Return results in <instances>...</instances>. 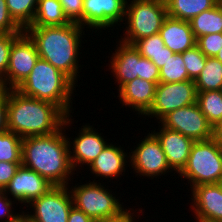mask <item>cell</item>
Returning a JSON list of instances; mask_svg holds the SVG:
<instances>
[{"label": "cell", "instance_id": "cell-24", "mask_svg": "<svg viewBox=\"0 0 222 222\" xmlns=\"http://www.w3.org/2000/svg\"><path fill=\"white\" fill-rule=\"evenodd\" d=\"M196 40L211 33H222V3L201 12L189 21Z\"/></svg>", "mask_w": 222, "mask_h": 222}, {"label": "cell", "instance_id": "cell-11", "mask_svg": "<svg viewBox=\"0 0 222 222\" xmlns=\"http://www.w3.org/2000/svg\"><path fill=\"white\" fill-rule=\"evenodd\" d=\"M140 141L136 145L137 147L135 146V150H131L129 154L133 171L135 170L139 176L142 175L151 179L172 172L161 143L152 132H149Z\"/></svg>", "mask_w": 222, "mask_h": 222}, {"label": "cell", "instance_id": "cell-23", "mask_svg": "<svg viewBox=\"0 0 222 222\" xmlns=\"http://www.w3.org/2000/svg\"><path fill=\"white\" fill-rule=\"evenodd\" d=\"M133 45L141 56L151 60L159 69L174 54L165 46L159 33L137 40Z\"/></svg>", "mask_w": 222, "mask_h": 222}, {"label": "cell", "instance_id": "cell-26", "mask_svg": "<svg viewBox=\"0 0 222 222\" xmlns=\"http://www.w3.org/2000/svg\"><path fill=\"white\" fill-rule=\"evenodd\" d=\"M196 91L220 90L222 86V62L216 57H207L204 69L194 80Z\"/></svg>", "mask_w": 222, "mask_h": 222}, {"label": "cell", "instance_id": "cell-42", "mask_svg": "<svg viewBox=\"0 0 222 222\" xmlns=\"http://www.w3.org/2000/svg\"><path fill=\"white\" fill-rule=\"evenodd\" d=\"M212 138L222 143V118L212 127Z\"/></svg>", "mask_w": 222, "mask_h": 222}, {"label": "cell", "instance_id": "cell-6", "mask_svg": "<svg viewBox=\"0 0 222 222\" xmlns=\"http://www.w3.org/2000/svg\"><path fill=\"white\" fill-rule=\"evenodd\" d=\"M129 1V3H128ZM125 33L120 41L133 45L137 40L159 33L167 15L165 0H128Z\"/></svg>", "mask_w": 222, "mask_h": 222}, {"label": "cell", "instance_id": "cell-17", "mask_svg": "<svg viewBox=\"0 0 222 222\" xmlns=\"http://www.w3.org/2000/svg\"><path fill=\"white\" fill-rule=\"evenodd\" d=\"M159 132L151 131L160 141L165 153L166 160L172 171L180 173L185 167L191 147L195 142L193 139L159 125Z\"/></svg>", "mask_w": 222, "mask_h": 222}, {"label": "cell", "instance_id": "cell-40", "mask_svg": "<svg viewBox=\"0 0 222 222\" xmlns=\"http://www.w3.org/2000/svg\"><path fill=\"white\" fill-rule=\"evenodd\" d=\"M134 220H135L134 212L132 213V208H131V210L125 209L118 216L98 220L95 222H135Z\"/></svg>", "mask_w": 222, "mask_h": 222}, {"label": "cell", "instance_id": "cell-20", "mask_svg": "<svg viewBox=\"0 0 222 222\" xmlns=\"http://www.w3.org/2000/svg\"><path fill=\"white\" fill-rule=\"evenodd\" d=\"M108 143L102 152L98 155V157L93 160L90 165L88 166L91 173L96 177H104V178H115L123 175L125 173L126 163H130V152L126 153L120 146ZM127 157V158H126ZM128 160V161H127Z\"/></svg>", "mask_w": 222, "mask_h": 222}, {"label": "cell", "instance_id": "cell-21", "mask_svg": "<svg viewBox=\"0 0 222 222\" xmlns=\"http://www.w3.org/2000/svg\"><path fill=\"white\" fill-rule=\"evenodd\" d=\"M159 34L165 44L174 53H183L196 46V38L190 22L167 16Z\"/></svg>", "mask_w": 222, "mask_h": 222}, {"label": "cell", "instance_id": "cell-12", "mask_svg": "<svg viewBox=\"0 0 222 222\" xmlns=\"http://www.w3.org/2000/svg\"><path fill=\"white\" fill-rule=\"evenodd\" d=\"M158 123L167 129L180 132L194 141L212 139V126L197 103L169 112Z\"/></svg>", "mask_w": 222, "mask_h": 222}, {"label": "cell", "instance_id": "cell-27", "mask_svg": "<svg viewBox=\"0 0 222 222\" xmlns=\"http://www.w3.org/2000/svg\"><path fill=\"white\" fill-rule=\"evenodd\" d=\"M196 103L212 127L222 118V93L220 90L197 92Z\"/></svg>", "mask_w": 222, "mask_h": 222}, {"label": "cell", "instance_id": "cell-44", "mask_svg": "<svg viewBox=\"0 0 222 222\" xmlns=\"http://www.w3.org/2000/svg\"><path fill=\"white\" fill-rule=\"evenodd\" d=\"M4 87L2 85L1 79H0V94H2L4 92Z\"/></svg>", "mask_w": 222, "mask_h": 222}, {"label": "cell", "instance_id": "cell-38", "mask_svg": "<svg viewBox=\"0 0 222 222\" xmlns=\"http://www.w3.org/2000/svg\"><path fill=\"white\" fill-rule=\"evenodd\" d=\"M21 164L22 162H0V190L11 181Z\"/></svg>", "mask_w": 222, "mask_h": 222}, {"label": "cell", "instance_id": "cell-16", "mask_svg": "<svg viewBox=\"0 0 222 222\" xmlns=\"http://www.w3.org/2000/svg\"><path fill=\"white\" fill-rule=\"evenodd\" d=\"M192 210L196 221L222 222V187L219 183L194 186Z\"/></svg>", "mask_w": 222, "mask_h": 222}, {"label": "cell", "instance_id": "cell-19", "mask_svg": "<svg viewBox=\"0 0 222 222\" xmlns=\"http://www.w3.org/2000/svg\"><path fill=\"white\" fill-rule=\"evenodd\" d=\"M157 83L139 77L124 84L119 90V100L123 106L134 109L136 114L142 116L151 108Z\"/></svg>", "mask_w": 222, "mask_h": 222}, {"label": "cell", "instance_id": "cell-10", "mask_svg": "<svg viewBox=\"0 0 222 222\" xmlns=\"http://www.w3.org/2000/svg\"><path fill=\"white\" fill-rule=\"evenodd\" d=\"M197 91L194 80L163 83L156 87L151 108L144 114L161 120L166 114L181 107L196 103Z\"/></svg>", "mask_w": 222, "mask_h": 222}, {"label": "cell", "instance_id": "cell-9", "mask_svg": "<svg viewBox=\"0 0 222 222\" xmlns=\"http://www.w3.org/2000/svg\"><path fill=\"white\" fill-rule=\"evenodd\" d=\"M37 47L23 31L13 41L6 76L1 80L4 89H16L31 73L39 59Z\"/></svg>", "mask_w": 222, "mask_h": 222}, {"label": "cell", "instance_id": "cell-43", "mask_svg": "<svg viewBox=\"0 0 222 222\" xmlns=\"http://www.w3.org/2000/svg\"><path fill=\"white\" fill-rule=\"evenodd\" d=\"M219 61L222 62V48L219 50L218 54L215 56Z\"/></svg>", "mask_w": 222, "mask_h": 222}, {"label": "cell", "instance_id": "cell-30", "mask_svg": "<svg viewBox=\"0 0 222 222\" xmlns=\"http://www.w3.org/2000/svg\"><path fill=\"white\" fill-rule=\"evenodd\" d=\"M159 82L172 83L184 82L189 79L182 54L174 53L165 64L159 69Z\"/></svg>", "mask_w": 222, "mask_h": 222}, {"label": "cell", "instance_id": "cell-31", "mask_svg": "<svg viewBox=\"0 0 222 222\" xmlns=\"http://www.w3.org/2000/svg\"><path fill=\"white\" fill-rule=\"evenodd\" d=\"M181 54L188 72L189 79L195 80L204 69L207 57L203 54L197 45L187 49Z\"/></svg>", "mask_w": 222, "mask_h": 222}, {"label": "cell", "instance_id": "cell-25", "mask_svg": "<svg viewBox=\"0 0 222 222\" xmlns=\"http://www.w3.org/2000/svg\"><path fill=\"white\" fill-rule=\"evenodd\" d=\"M69 23L71 22L64 14L59 0H38L30 26H63Z\"/></svg>", "mask_w": 222, "mask_h": 222}, {"label": "cell", "instance_id": "cell-2", "mask_svg": "<svg viewBox=\"0 0 222 222\" xmlns=\"http://www.w3.org/2000/svg\"><path fill=\"white\" fill-rule=\"evenodd\" d=\"M68 115L52 102L7 89V130L22 139L59 131Z\"/></svg>", "mask_w": 222, "mask_h": 222}, {"label": "cell", "instance_id": "cell-8", "mask_svg": "<svg viewBox=\"0 0 222 222\" xmlns=\"http://www.w3.org/2000/svg\"><path fill=\"white\" fill-rule=\"evenodd\" d=\"M26 206L34 212L23 213L24 222H68L73 200L68 186H54Z\"/></svg>", "mask_w": 222, "mask_h": 222}, {"label": "cell", "instance_id": "cell-7", "mask_svg": "<svg viewBox=\"0 0 222 222\" xmlns=\"http://www.w3.org/2000/svg\"><path fill=\"white\" fill-rule=\"evenodd\" d=\"M77 185L68 186L72 189L69 191L73 206L95 221L118 216L126 209L123 208V204H120L119 198L113 196L114 194L104 187V184L97 183L95 179L92 182Z\"/></svg>", "mask_w": 222, "mask_h": 222}, {"label": "cell", "instance_id": "cell-14", "mask_svg": "<svg viewBox=\"0 0 222 222\" xmlns=\"http://www.w3.org/2000/svg\"><path fill=\"white\" fill-rule=\"evenodd\" d=\"M54 185L46 178L42 177L35 171L23 166L18 168L15 176L3 189L8 196L11 195L12 200L29 205L32 201L47 193Z\"/></svg>", "mask_w": 222, "mask_h": 222}, {"label": "cell", "instance_id": "cell-1", "mask_svg": "<svg viewBox=\"0 0 222 222\" xmlns=\"http://www.w3.org/2000/svg\"><path fill=\"white\" fill-rule=\"evenodd\" d=\"M68 115L63 127L53 134L22 139V165L40 174L54 186H68L74 173L65 129L72 124ZM67 126V127H66Z\"/></svg>", "mask_w": 222, "mask_h": 222}, {"label": "cell", "instance_id": "cell-22", "mask_svg": "<svg viewBox=\"0 0 222 222\" xmlns=\"http://www.w3.org/2000/svg\"><path fill=\"white\" fill-rule=\"evenodd\" d=\"M220 0H165L167 15L190 21L201 12L213 8Z\"/></svg>", "mask_w": 222, "mask_h": 222}, {"label": "cell", "instance_id": "cell-34", "mask_svg": "<svg viewBox=\"0 0 222 222\" xmlns=\"http://www.w3.org/2000/svg\"><path fill=\"white\" fill-rule=\"evenodd\" d=\"M12 198H8V196L4 193L3 190H0V219L2 222H24L23 220V211L22 213H13L12 205L14 206V202L11 200ZM13 202V203H12Z\"/></svg>", "mask_w": 222, "mask_h": 222}, {"label": "cell", "instance_id": "cell-35", "mask_svg": "<svg viewBox=\"0 0 222 222\" xmlns=\"http://www.w3.org/2000/svg\"><path fill=\"white\" fill-rule=\"evenodd\" d=\"M67 19L82 26L83 0H59Z\"/></svg>", "mask_w": 222, "mask_h": 222}, {"label": "cell", "instance_id": "cell-39", "mask_svg": "<svg viewBox=\"0 0 222 222\" xmlns=\"http://www.w3.org/2000/svg\"><path fill=\"white\" fill-rule=\"evenodd\" d=\"M7 130V89L0 94V132Z\"/></svg>", "mask_w": 222, "mask_h": 222}, {"label": "cell", "instance_id": "cell-4", "mask_svg": "<svg viewBox=\"0 0 222 222\" xmlns=\"http://www.w3.org/2000/svg\"><path fill=\"white\" fill-rule=\"evenodd\" d=\"M76 86L78 85L67 75L39 58L31 73L16 90L25 96L52 102L72 117V93Z\"/></svg>", "mask_w": 222, "mask_h": 222}, {"label": "cell", "instance_id": "cell-36", "mask_svg": "<svg viewBox=\"0 0 222 222\" xmlns=\"http://www.w3.org/2000/svg\"><path fill=\"white\" fill-rule=\"evenodd\" d=\"M23 31L10 16L6 0H0V33H22Z\"/></svg>", "mask_w": 222, "mask_h": 222}, {"label": "cell", "instance_id": "cell-18", "mask_svg": "<svg viewBox=\"0 0 222 222\" xmlns=\"http://www.w3.org/2000/svg\"><path fill=\"white\" fill-rule=\"evenodd\" d=\"M115 53L113 52L109 64V69L114 74L117 81L118 90L126 83L140 78L141 55L134 45L117 41ZM111 65V66H110Z\"/></svg>", "mask_w": 222, "mask_h": 222}, {"label": "cell", "instance_id": "cell-33", "mask_svg": "<svg viewBox=\"0 0 222 222\" xmlns=\"http://www.w3.org/2000/svg\"><path fill=\"white\" fill-rule=\"evenodd\" d=\"M20 33H0V79L6 76L12 41Z\"/></svg>", "mask_w": 222, "mask_h": 222}, {"label": "cell", "instance_id": "cell-41", "mask_svg": "<svg viewBox=\"0 0 222 222\" xmlns=\"http://www.w3.org/2000/svg\"><path fill=\"white\" fill-rule=\"evenodd\" d=\"M68 222H95V220L73 206L68 215Z\"/></svg>", "mask_w": 222, "mask_h": 222}, {"label": "cell", "instance_id": "cell-29", "mask_svg": "<svg viewBox=\"0 0 222 222\" xmlns=\"http://www.w3.org/2000/svg\"><path fill=\"white\" fill-rule=\"evenodd\" d=\"M0 162H22V138L9 130L0 132Z\"/></svg>", "mask_w": 222, "mask_h": 222}, {"label": "cell", "instance_id": "cell-5", "mask_svg": "<svg viewBox=\"0 0 222 222\" xmlns=\"http://www.w3.org/2000/svg\"><path fill=\"white\" fill-rule=\"evenodd\" d=\"M190 182V188L219 183L222 179V143L216 139L195 141L179 177Z\"/></svg>", "mask_w": 222, "mask_h": 222}, {"label": "cell", "instance_id": "cell-45", "mask_svg": "<svg viewBox=\"0 0 222 222\" xmlns=\"http://www.w3.org/2000/svg\"><path fill=\"white\" fill-rule=\"evenodd\" d=\"M197 222H213V221L201 220V221H197Z\"/></svg>", "mask_w": 222, "mask_h": 222}, {"label": "cell", "instance_id": "cell-13", "mask_svg": "<svg viewBox=\"0 0 222 222\" xmlns=\"http://www.w3.org/2000/svg\"><path fill=\"white\" fill-rule=\"evenodd\" d=\"M126 3L127 0H83L82 27L98 31L122 26L119 23L125 19Z\"/></svg>", "mask_w": 222, "mask_h": 222}, {"label": "cell", "instance_id": "cell-3", "mask_svg": "<svg viewBox=\"0 0 222 222\" xmlns=\"http://www.w3.org/2000/svg\"><path fill=\"white\" fill-rule=\"evenodd\" d=\"M24 31L34 41L39 57L76 84L77 73H80L78 55L81 54L83 27L69 23L63 26H28Z\"/></svg>", "mask_w": 222, "mask_h": 222}, {"label": "cell", "instance_id": "cell-28", "mask_svg": "<svg viewBox=\"0 0 222 222\" xmlns=\"http://www.w3.org/2000/svg\"><path fill=\"white\" fill-rule=\"evenodd\" d=\"M6 3L10 16L23 30L31 25L38 0H6Z\"/></svg>", "mask_w": 222, "mask_h": 222}, {"label": "cell", "instance_id": "cell-15", "mask_svg": "<svg viewBox=\"0 0 222 222\" xmlns=\"http://www.w3.org/2000/svg\"><path fill=\"white\" fill-rule=\"evenodd\" d=\"M80 129L73 142L67 137L69 141L70 161L74 171H76L78 167H82V165H87L88 167L108 144L107 140L101 136V133L98 134L92 125L85 124L83 128Z\"/></svg>", "mask_w": 222, "mask_h": 222}, {"label": "cell", "instance_id": "cell-37", "mask_svg": "<svg viewBox=\"0 0 222 222\" xmlns=\"http://www.w3.org/2000/svg\"><path fill=\"white\" fill-rule=\"evenodd\" d=\"M140 78L157 84L160 79L159 68L151 60L143 56H141Z\"/></svg>", "mask_w": 222, "mask_h": 222}, {"label": "cell", "instance_id": "cell-32", "mask_svg": "<svg viewBox=\"0 0 222 222\" xmlns=\"http://www.w3.org/2000/svg\"><path fill=\"white\" fill-rule=\"evenodd\" d=\"M196 45L206 57H215L222 48V33H211L199 37Z\"/></svg>", "mask_w": 222, "mask_h": 222}]
</instances>
